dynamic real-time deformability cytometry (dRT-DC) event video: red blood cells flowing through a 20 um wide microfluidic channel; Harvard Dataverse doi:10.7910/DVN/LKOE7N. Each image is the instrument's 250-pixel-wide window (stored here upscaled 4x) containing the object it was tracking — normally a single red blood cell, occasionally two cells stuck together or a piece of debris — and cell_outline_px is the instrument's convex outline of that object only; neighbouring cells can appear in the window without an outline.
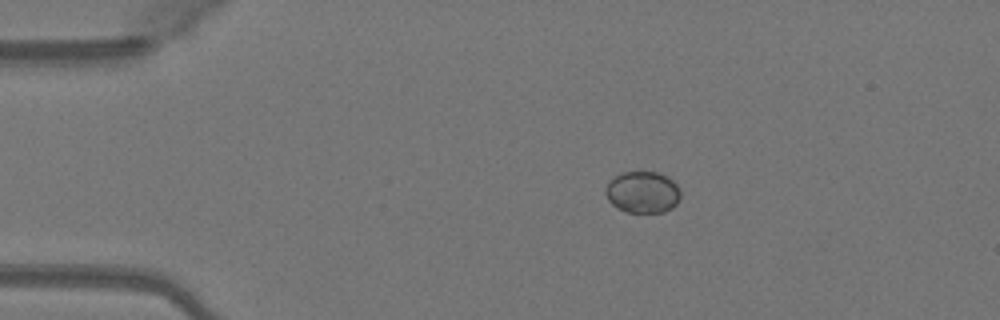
{"species": "Egyptian fruit bat (a non-hibernating species)", "species_latin": "Rousettus aegyptiacus", "temperature_condition": "warm", "stored_images_in_passage": 41, "camera_frame_rate_fps": 3000, "um_per_image_px": 0.085, "animal": {"sex": "female"}, "frame": {"image": 1, "passage_image": 1, "time_ms": 0.0, "image_size_px": [1000, 320], "cell_outline_px": [[680, 200], [672, 208], [664, 212], [628, 212], [612, 204], [608, 200], [604, 192], [604, 188], [608, 180], [624, 172], [656, 172], [672, 180], [676, 184], [680, 192]], "centroid_in_image_um": [54.6, 16.34], "position_along_channel_um": 30.4, "area_um2": 18.15}}
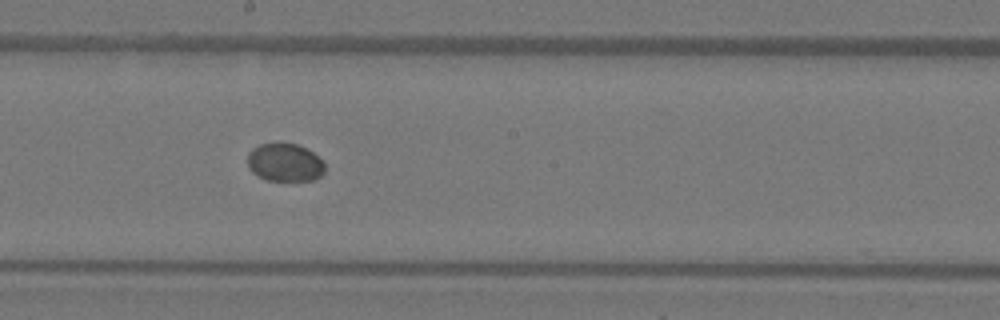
{"frame": {"image": 2, "passage_image": 19, "time_ms": 6.0, "image_size_px": [1000, 320], "cell_outline_px": [[324, 172], [320, 176], [312, 180], [264, 180], [252, 172], [248, 168], [248, 152], [252, 148], [260, 144], [280, 140], [296, 144], [308, 148], [324, 160]], "centroid_in_image_um": [24.2, 13.76], "position_along_channel_um": 224.0, "area_um2": 17.74}}
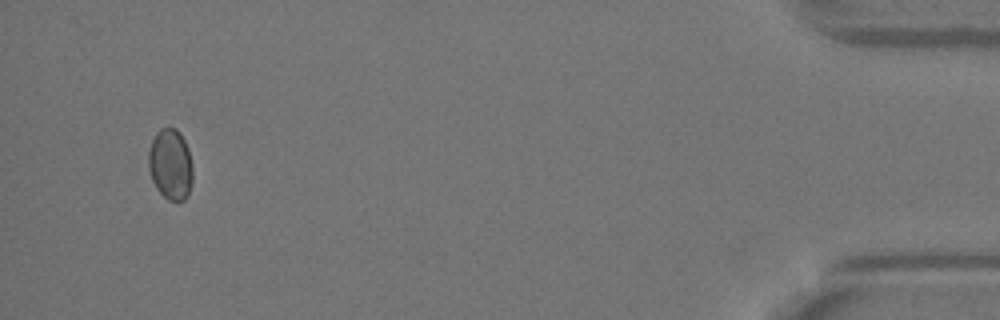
{"frame": {"image": 3, "passage_image": 39, "time_ms": 12.667, "image_size_px": [1000, 320], "cell_outline_px": [[192, 184], [188, 196], [184, 200], [168, 200], [156, 188], [152, 180], [148, 168], [148, 152], [152, 140], [156, 132], [160, 128], [176, 128], [180, 132], [188, 148], [192, 164]], "centroid_in_image_um": [14.49, 13.97], "position_along_channel_um": 420.7, "area_um2": 18.44}}